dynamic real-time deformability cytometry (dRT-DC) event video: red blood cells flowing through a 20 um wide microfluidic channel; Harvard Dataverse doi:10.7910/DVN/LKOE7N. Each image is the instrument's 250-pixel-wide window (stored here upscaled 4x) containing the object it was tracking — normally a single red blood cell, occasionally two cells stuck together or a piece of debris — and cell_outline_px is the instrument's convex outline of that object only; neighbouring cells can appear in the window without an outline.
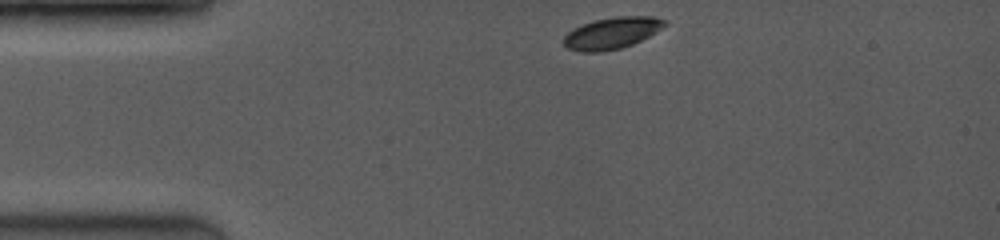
{"species": "common noctule bat (a hibernating species)", "species_latin": "Nyctalus noctula", "temperature_condition": "room temperature", "stored_images_in_passage": 20, "camera_frame_rate_fps": 3500, "um_per_image_px": 0.085, "animal": {"sex": "female", "body_mass_g": 19.0, "forearm_length_mm": 53.3}, "frame": {"image": 1, "passage_image": 1, "time_ms": 0.0, "image_size_px": [1000, 240], "cell_outline_px": [[668, 24], [648, 36], [632, 44], [620, 48], [600, 52], [580, 52], [568, 48], [564, 44], [564, 36], [572, 28], [596, 20], [616, 16], [652, 16], [664, 20]], "centroid_in_image_um": [51.99, 2.81], "position_along_channel_um": 33.0, "area_um2": 18.38}}
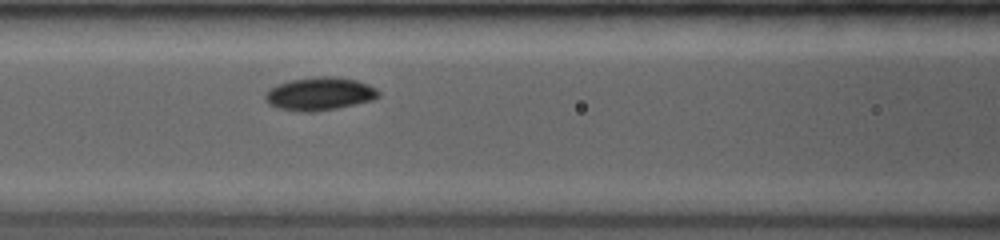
{"frame": {"image": 2, "passage_image": 15, "time_ms": 3.714, "image_size_px": [1000, 240], "cell_outline_px": [[380, 96], [372, 100], [336, 108], [316, 112], [296, 112], [276, 108], [268, 104], [264, 100], [264, 96], [268, 88], [276, 84], [292, 80], [316, 76], [336, 76], [356, 80], [368, 84], [376, 88], [380, 92]], "centroid_in_image_um": [27.12, 7.98], "position_along_channel_um": 139.5, "area_um2": 22.2}}
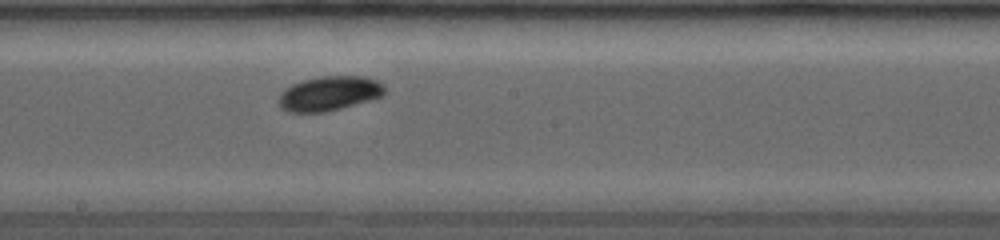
{"frame": {"image": 3, "passage_image": 20, "time_ms": 5.714, "image_size_px": [1000, 240], "cell_outline_px": [[384, 92], [380, 96], [368, 100], [340, 108], [324, 112], [288, 112], [280, 108], [276, 100], [280, 92], [284, 88], [292, 84], [304, 80], [320, 76], [364, 76], [376, 80], [384, 84]], "centroid_in_image_um": [27.91, 7.94], "position_along_channel_um": 220.3, "area_um2": 21.33}}